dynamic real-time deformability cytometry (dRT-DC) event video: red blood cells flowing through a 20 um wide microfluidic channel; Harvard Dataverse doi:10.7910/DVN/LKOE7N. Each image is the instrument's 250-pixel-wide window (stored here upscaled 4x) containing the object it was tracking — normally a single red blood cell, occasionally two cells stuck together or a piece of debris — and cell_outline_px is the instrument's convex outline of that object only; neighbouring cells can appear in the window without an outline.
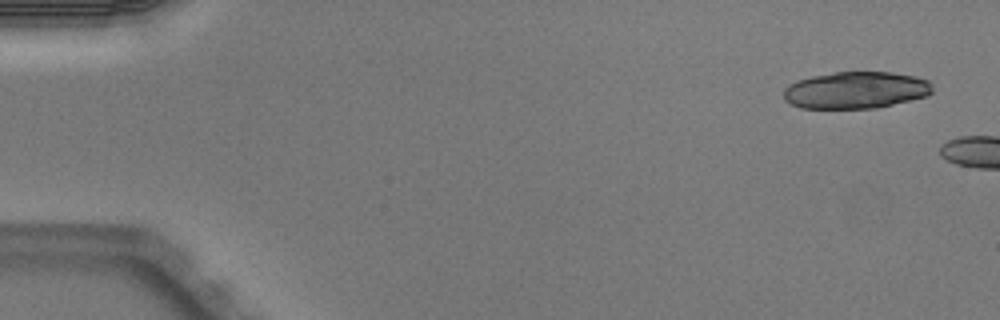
{"species": "Egyptian fruit bat (a non-hibernating species)", "species_latin": "Rousettus aegyptiacus", "temperature_condition": "warm", "stored_images_in_passage": 2, "camera_frame_rate_fps": 3000, "um_per_image_px": 0.085, "animal": {"sex": "male"}, "frame": {"image": 1, "passage_image": 1, "time_ms": 0.0, "image_size_px": [1000, 320], "cell_outline_px": [[932, 92], [928, 96], [876, 108], [800, 108], [784, 100], [784, 88], [788, 84], [796, 80], [812, 76], [836, 72], [892, 72], [916, 76], [928, 80], [932, 84]], "centroid_in_image_um": [72.75, 7.66], "position_along_channel_um": 12.3, "area_um2": 32.19}}